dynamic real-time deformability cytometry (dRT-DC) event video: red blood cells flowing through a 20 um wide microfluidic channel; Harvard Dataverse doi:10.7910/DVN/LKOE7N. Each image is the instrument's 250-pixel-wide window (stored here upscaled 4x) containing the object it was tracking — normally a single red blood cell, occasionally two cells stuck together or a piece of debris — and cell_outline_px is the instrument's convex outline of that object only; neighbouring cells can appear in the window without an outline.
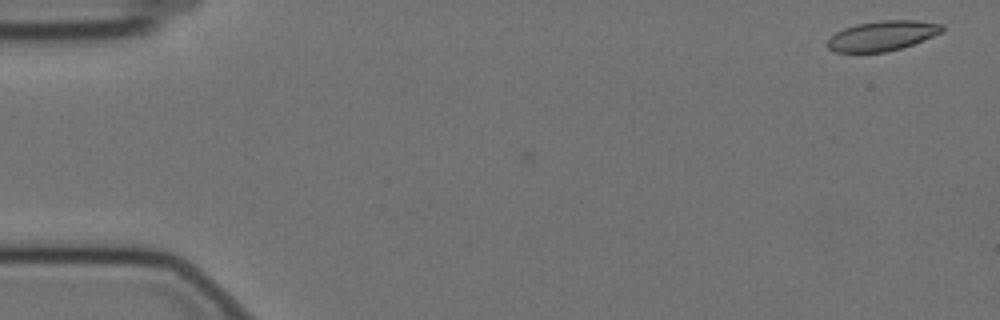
{"species": "Egyptian fruit bat (a non-hibernating species)", "species_latin": "Rousettus aegyptiacus", "temperature_condition": "cold", "stored_images_in_passage": 2, "camera_frame_rate_fps": 3000, "um_per_image_px": 0.085, "animal": {"sex": "female"}, "frame": {"image": 1, "passage_image": 2, "time_ms": 0.333, "image_size_px": [1000, 320], "cell_outline_px": [[944, 32], [924, 40], [888, 52], [836, 52], [828, 48], [828, 40], [836, 32], [844, 28], [856, 24], [880, 20], [916, 20], [944, 24]], "centroid_in_image_um": [75.04, 3.03], "position_along_channel_um": 10.0, "area_um2": 20.06}}